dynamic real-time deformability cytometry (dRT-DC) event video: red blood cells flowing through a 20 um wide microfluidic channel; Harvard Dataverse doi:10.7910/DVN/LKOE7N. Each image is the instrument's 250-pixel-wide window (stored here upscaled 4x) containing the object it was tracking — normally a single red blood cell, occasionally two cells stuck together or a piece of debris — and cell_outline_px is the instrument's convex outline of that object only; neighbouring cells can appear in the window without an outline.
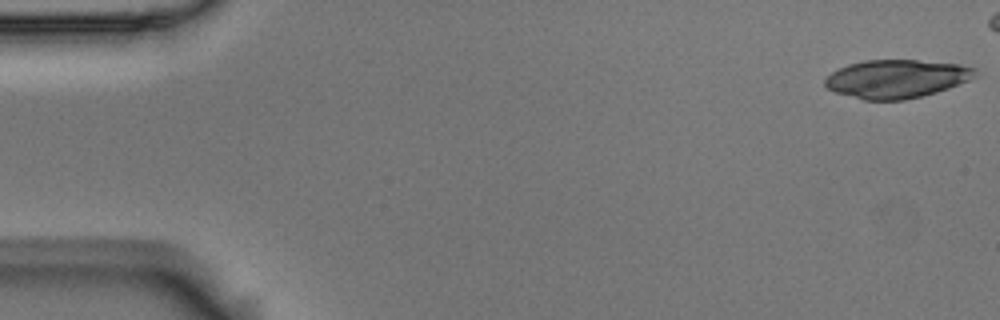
{"species": "Egyptian fruit bat (a non-hibernating species)", "species_latin": "Rousettus aegyptiacus", "temperature_condition": "room temperature", "stored_images_in_passage": 17, "camera_frame_rate_fps": 3000, "um_per_image_px": 0.085, "animal": {"sex": "male"}, "frame": {"image": 1, "passage_image": 1, "time_ms": 0.0, "image_size_px": [1000, 320], "cell_outline_px": [[976, 76], [968, 80], [948, 88], [936, 92], [904, 100], [864, 100], [836, 92], [828, 88], [824, 84], [824, 80], [832, 72], [848, 64], [864, 60], [916, 60], [960, 64], [976, 68]], "centroid_in_image_um": [76.2, 6.69], "position_along_channel_um": 8.8, "area_um2": 33.35}}